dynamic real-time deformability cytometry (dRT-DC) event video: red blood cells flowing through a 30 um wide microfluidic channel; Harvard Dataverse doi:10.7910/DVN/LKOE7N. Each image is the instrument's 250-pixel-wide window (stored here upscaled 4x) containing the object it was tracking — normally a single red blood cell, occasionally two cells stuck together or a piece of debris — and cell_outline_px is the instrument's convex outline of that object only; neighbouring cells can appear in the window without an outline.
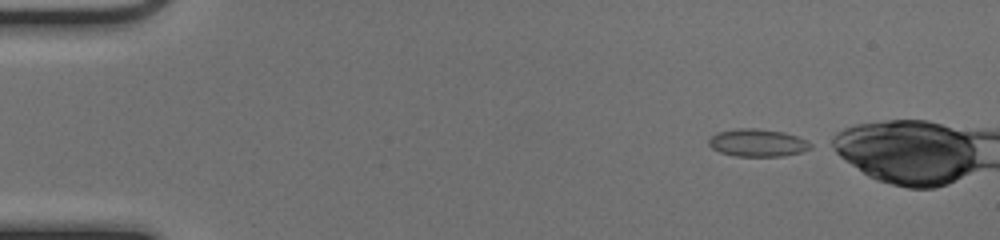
{"species": "common noctule bat (a hibernating species)", "species_latin": "Nyctalus noctula", "temperature_condition": "cold", "stored_images_in_passage": 44, "camera_frame_rate_fps": 3000, "um_per_image_px": 0.085, "animal": {"sex": "female", "body_mass_g": 17.0, "forearm_length_mm": 48.0}, "frame": {"image": 1, "passage_image": 2, "time_ms": 0.333, "image_size_px": [1000, 240], "cell_outline_px": [[812, 148], [800, 152], [780, 156], [736, 156], [720, 152], [712, 148], [708, 144], [708, 140], [716, 132], [736, 128], [756, 128], [784, 132], [796, 136], [812, 144]], "centroid_in_image_um": [64.36, 12.13], "position_along_channel_um": 20.6, "area_um2": 16.3}}
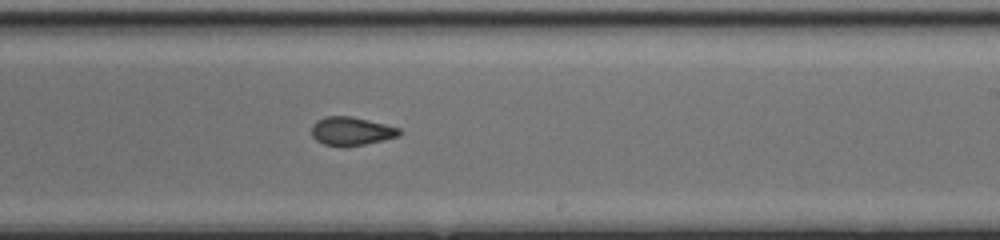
{"frame": {"image": 2, "passage_image": 27, "time_ms": 8.667, "image_size_px": [1000, 240], "cell_outline_px": [[404, 132], [400, 136], [384, 140], [344, 148], [340, 148], [324, 144], [316, 140], [312, 136], [312, 124], [316, 120], [324, 116], [352, 116], [400, 128]], "centroid_in_image_um": [29.86, 11.16], "position_along_channel_um": 259.1, "area_um2": 14.91}}
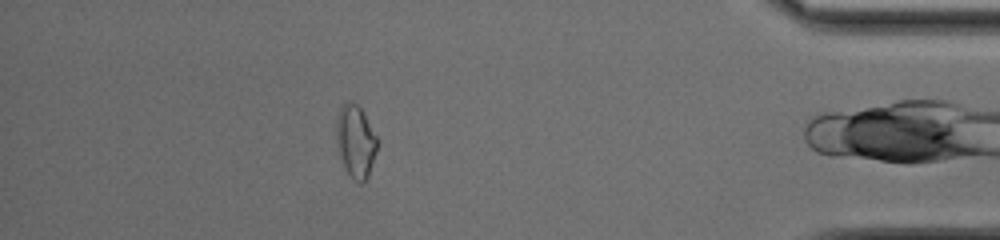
{"frame": {"image": 3, "passage_image": 41, "time_ms": 13.333, "image_size_px": [1000, 240], "cell_outline_px": [[380, 140], [368, 176], [364, 184], [360, 184], [344, 168], [340, 156], [336, 140], [336, 116], [340, 108], [348, 100], [352, 100], [364, 112]], "centroid_in_image_um": [30.25, 11.98], "position_along_channel_um": 405.0, "area_um2": 17.63}}